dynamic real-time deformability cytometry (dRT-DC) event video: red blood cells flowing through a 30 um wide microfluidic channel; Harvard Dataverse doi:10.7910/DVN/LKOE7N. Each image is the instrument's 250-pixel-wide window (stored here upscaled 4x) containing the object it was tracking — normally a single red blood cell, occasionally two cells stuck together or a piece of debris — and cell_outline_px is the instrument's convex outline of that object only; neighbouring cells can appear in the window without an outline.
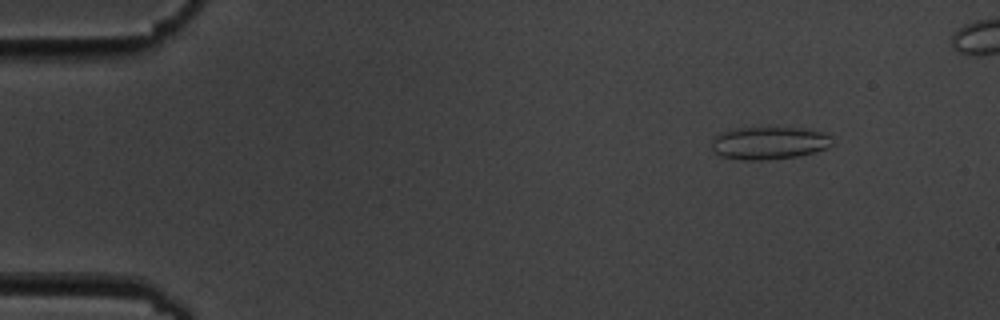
{"species": "common noctule bat (a hibernating species)", "species_latin": "Nyctalus noctula", "temperature_condition": "cold", "stored_images_in_passage": 6, "segment_of_instrument_passage": [1, 2], "camera_frame_rate_fps": 3000, "um_per_image_px": 0.085, "animal": {"sex": "male", "body_mass_g": 19.5, "forearm_length_mm": 54.6}, "frame": {"image": 1, "passage_image": 2, "time_ms": 2.0, "image_size_px": [1000, 320], "cell_outline_px": [[832, 144], [828, 148], [796, 156], [764, 160], [744, 160], [720, 156], [712, 148], [712, 140], [716, 136], [724, 132], [736, 128], [776, 124], [804, 128], [828, 132]], "centroid_in_image_um": [65.41, 12.09], "position_along_channel_um": 19.6, "area_um2": 23.76}}
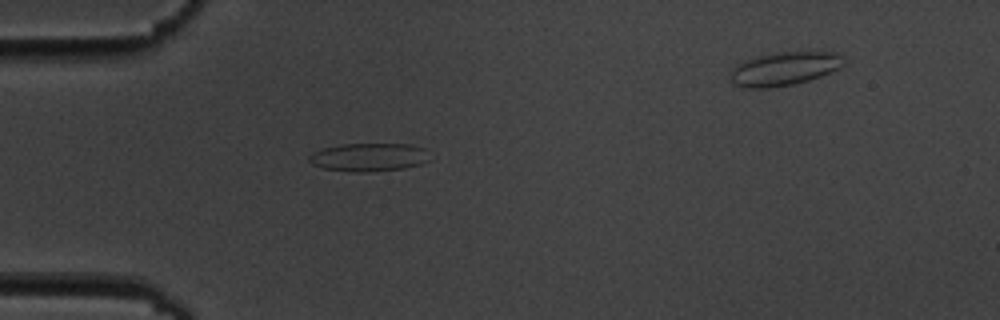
{"frame": {"image": 2, "passage_image": 5, "time_ms": 5.333, "image_size_px": [1000, 320], "cell_outline_px": [[432, 160], [420, 164], [404, 168], [364, 172], [356, 172], [324, 168], [312, 164], [308, 160], [308, 156], [312, 152], [324, 148], [344, 144], [412, 144], [424, 148]], "centroid_in_image_um": [31.38, 13.35], "position_along_channel_um": 53.6, "area_um2": 19.83}}